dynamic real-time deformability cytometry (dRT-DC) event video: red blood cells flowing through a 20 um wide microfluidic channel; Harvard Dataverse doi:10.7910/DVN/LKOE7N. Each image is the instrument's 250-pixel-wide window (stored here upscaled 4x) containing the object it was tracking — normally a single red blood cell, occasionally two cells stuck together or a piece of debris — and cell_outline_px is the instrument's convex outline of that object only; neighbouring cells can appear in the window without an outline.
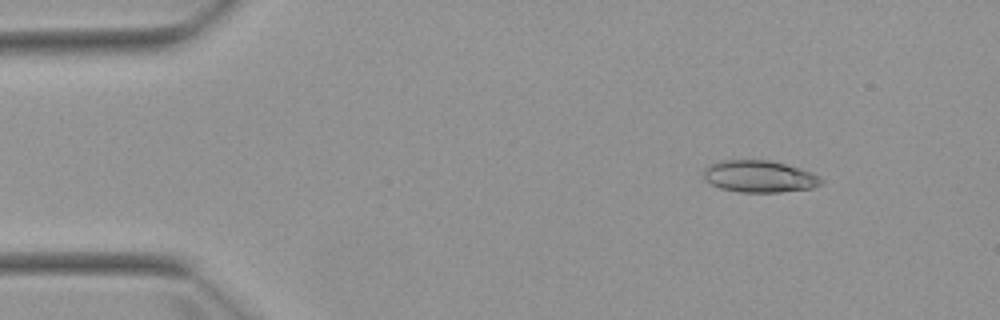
{"species": "Egyptian fruit bat (a non-hibernating species)", "species_latin": "Rousettus aegyptiacus", "temperature_condition": "warm", "stored_images_in_passage": 4, "camera_frame_rate_fps": 3000, "um_per_image_px": 0.085, "animal": {"sex": "female"}, "frame": {"image": 1, "passage_image": 2, "time_ms": 1.0, "image_size_px": [1000, 320], "cell_outline_px": [[824, 180], [820, 184], [812, 188], [780, 192], [740, 192], [720, 188], [704, 180], [704, 168], [708, 164], [720, 160], [768, 160], [800, 168], [812, 172], [820, 176]], "centroid_in_image_um": [64.53, 14.99], "position_along_channel_um": 20.5, "area_um2": 21.96}}
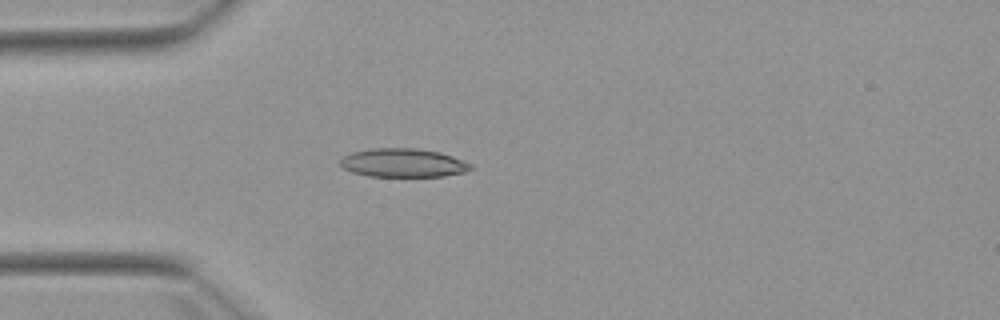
{"frame": {"image": 2, "passage_image": 4, "time_ms": 3.667, "image_size_px": [1000, 320], "cell_outline_px": [[476, 168], [464, 172], [444, 176], [368, 176], [352, 172], [344, 168], [340, 164], [340, 160], [344, 156], [352, 152], [372, 148], [416, 148], [440, 152], [452, 156], [472, 164]], "centroid_in_image_um": [34.29, 13.84], "position_along_channel_um": 50.7, "area_um2": 21.79}}